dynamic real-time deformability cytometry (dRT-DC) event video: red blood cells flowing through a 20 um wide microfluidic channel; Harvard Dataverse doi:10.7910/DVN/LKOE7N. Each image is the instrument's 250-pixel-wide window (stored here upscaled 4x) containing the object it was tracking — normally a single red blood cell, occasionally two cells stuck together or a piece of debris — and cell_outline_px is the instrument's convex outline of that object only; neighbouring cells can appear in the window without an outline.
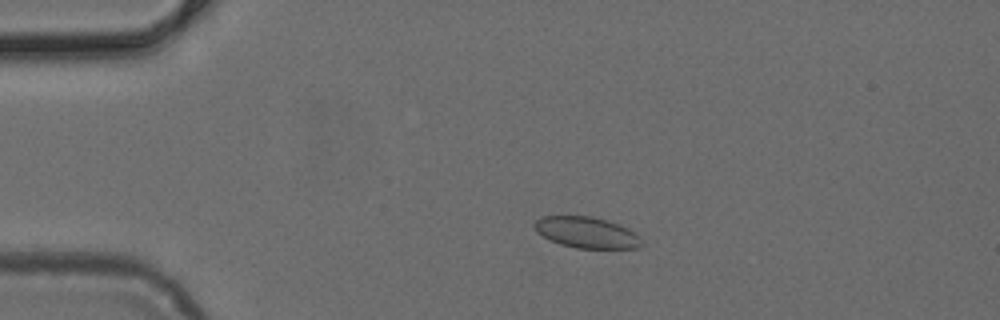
{"species": "common noctule bat (a hibernating species)", "species_latin": "Nyctalus noctula", "temperature_condition": "cold", "stored_images_in_passage": 50, "camera_frame_rate_fps": 3000, "um_per_image_px": 0.085, "animal": {"sex": "female", "body_mass_g": 24.6, "forearm_length_mm": 56.2}, "frame": {"image": 1, "passage_image": 11, "time_ms": 3.333, "image_size_px": [1000, 320], "cell_outline_px": [[644, 244], [640, 248], [576, 248], [560, 244], [536, 232], [532, 224], [536, 220], [544, 216], [592, 216], [620, 224], [628, 228], [640, 236]], "centroid_in_image_um": [49.9, 19.76], "position_along_channel_um": 35.1, "area_um2": 19.54}}
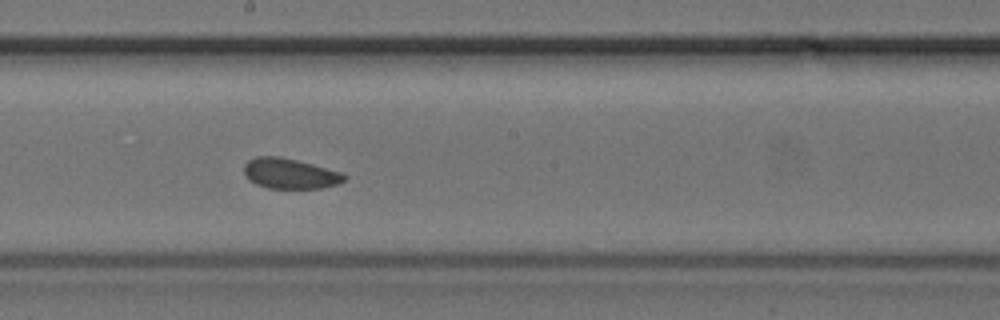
{"frame": {"image": 2, "passage_image": 28, "time_ms": 9.0, "image_size_px": [1000, 320], "cell_outline_px": [[348, 176], [344, 180], [336, 184], [320, 188], [268, 188], [256, 184], [248, 180], [244, 172], [244, 164], [248, 160], [256, 156], [280, 156], [312, 164], [340, 172]], "centroid_in_image_um": [24.6, 14.74], "position_along_channel_um": 223.6, "area_um2": 17.63}}
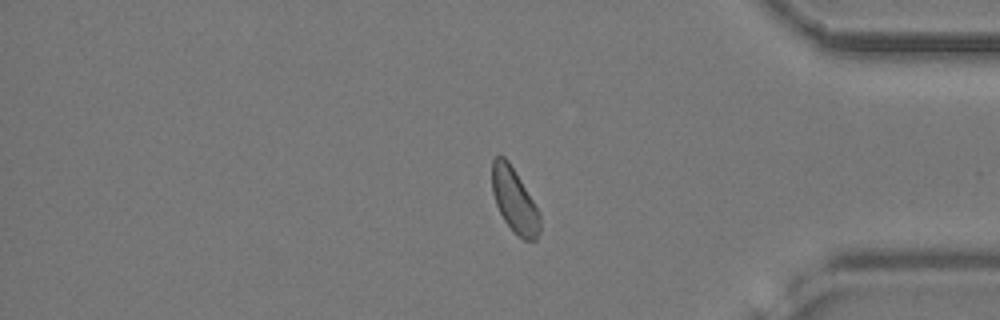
{"frame": {"image": 3, "passage_image": 42, "time_ms": 13.667, "image_size_px": [1000, 320], "cell_outline_px": [[540, 232], [536, 240], [524, 240], [512, 232], [504, 220], [496, 204], [492, 192], [492, 160], [496, 156], [504, 156], [508, 160], [540, 212]], "centroid_in_image_um": [43.73, 17.07], "position_along_channel_um": 391.5, "area_um2": 17.98}}